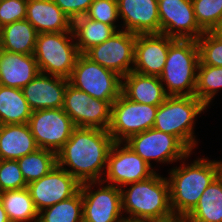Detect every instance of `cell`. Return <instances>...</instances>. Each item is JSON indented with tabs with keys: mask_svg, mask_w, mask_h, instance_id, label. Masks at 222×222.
Listing matches in <instances>:
<instances>
[{
	"mask_svg": "<svg viewBox=\"0 0 222 222\" xmlns=\"http://www.w3.org/2000/svg\"><path fill=\"white\" fill-rule=\"evenodd\" d=\"M198 159L170 171V206L176 219H184L197 205L199 198L217 177L214 161Z\"/></svg>",
	"mask_w": 222,
	"mask_h": 222,
	"instance_id": "obj_3",
	"label": "cell"
},
{
	"mask_svg": "<svg viewBox=\"0 0 222 222\" xmlns=\"http://www.w3.org/2000/svg\"><path fill=\"white\" fill-rule=\"evenodd\" d=\"M118 222H133L132 220H129L127 218H122L121 220H119Z\"/></svg>",
	"mask_w": 222,
	"mask_h": 222,
	"instance_id": "obj_41",
	"label": "cell"
},
{
	"mask_svg": "<svg viewBox=\"0 0 222 222\" xmlns=\"http://www.w3.org/2000/svg\"><path fill=\"white\" fill-rule=\"evenodd\" d=\"M196 22L204 31H212L222 21V0H192Z\"/></svg>",
	"mask_w": 222,
	"mask_h": 222,
	"instance_id": "obj_32",
	"label": "cell"
},
{
	"mask_svg": "<svg viewBox=\"0 0 222 222\" xmlns=\"http://www.w3.org/2000/svg\"><path fill=\"white\" fill-rule=\"evenodd\" d=\"M199 62L195 39H176L169 46L166 63L159 76L160 81L167 85L165 92L168 96H195Z\"/></svg>",
	"mask_w": 222,
	"mask_h": 222,
	"instance_id": "obj_4",
	"label": "cell"
},
{
	"mask_svg": "<svg viewBox=\"0 0 222 222\" xmlns=\"http://www.w3.org/2000/svg\"><path fill=\"white\" fill-rule=\"evenodd\" d=\"M28 125L37 146L55 153L70 139L76 128L63 108L33 111Z\"/></svg>",
	"mask_w": 222,
	"mask_h": 222,
	"instance_id": "obj_10",
	"label": "cell"
},
{
	"mask_svg": "<svg viewBox=\"0 0 222 222\" xmlns=\"http://www.w3.org/2000/svg\"><path fill=\"white\" fill-rule=\"evenodd\" d=\"M121 144L123 142L113 143L107 158V178L106 180L101 179V182L109 181L112 183L109 185H114L120 189L123 185L127 186V184L148 179L155 173L152 167L126 144L120 148Z\"/></svg>",
	"mask_w": 222,
	"mask_h": 222,
	"instance_id": "obj_14",
	"label": "cell"
},
{
	"mask_svg": "<svg viewBox=\"0 0 222 222\" xmlns=\"http://www.w3.org/2000/svg\"><path fill=\"white\" fill-rule=\"evenodd\" d=\"M37 35L27 19L15 21L2 27L0 49L12 53L34 54Z\"/></svg>",
	"mask_w": 222,
	"mask_h": 222,
	"instance_id": "obj_24",
	"label": "cell"
},
{
	"mask_svg": "<svg viewBox=\"0 0 222 222\" xmlns=\"http://www.w3.org/2000/svg\"><path fill=\"white\" fill-rule=\"evenodd\" d=\"M158 107L131 101L121 93L111 106L108 132L114 142L153 128Z\"/></svg>",
	"mask_w": 222,
	"mask_h": 222,
	"instance_id": "obj_8",
	"label": "cell"
},
{
	"mask_svg": "<svg viewBox=\"0 0 222 222\" xmlns=\"http://www.w3.org/2000/svg\"><path fill=\"white\" fill-rule=\"evenodd\" d=\"M69 84L84 91L90 97L111 105L121 95L122 77L80 54L68 78Z\"/></svg>",
	"mask_w": 222,
	"mask_h": 222,
	"instance_id": "obj_7",
	"label": "cell"
},
{
	"mask_svg": "<svg viewBox=\"0 0 222 222\" xmlns=\"http://www.w3.org/2000/svg\"><path fill=\"white\" fill-rule=\"evenodd\" d=\"M83 198L81 191L76 195L43 209L37 222H83Z\"/></svg>",
	"mask_w": 222,
	"mask_h": 222,
	"instance_id": "obj_30",
	"label": "cell"
},
{
	"mask_svg": "<svg viewBox=\"0 0 222 222\" xmlns=\"http://www.w3.org/2000/svg\"><path fill=\"white\" fill-rule=\"evenodd\" d=\"M0 222H10L6 211L4 210L3 204L0 200Z\"/></svg>",
	"mask_w": 222,
	"mask_h": 222,
	"instance_id": "obj_38",
	"label": "cell"
},
{
	"mask_svg": "<svg viewBox=\"0 0 222 222\" xmlns=\"http://www.w3.org/2000/svg\"><path fill=\"white\" fill-rule=\"evenodd\" d=\"M111 106L109 102L92 98L84 91L67 84L63 110L75 127L108 130Z\"/></svg>",
	"mask_w": 222,
	"mask_h": 222,
	"instance_id": "obj_11",
	"label": "cell"
},
{
	"mask_svg": "<svg viewBox=\"0 0 222 222\" xmlns=\"http://www.w3.org/2000/svg\"><path fill=\"white\" fill-rule=\"evenodd\" d=\"M129 189L121 188L122 209L133 222H173L177 220L170 206L167 178L156 172L148 179L130 183Z\"/></svg>",
	"mask_w": 222,
	"mask_h": 222,
	"instance_id": "obj_2",
	"label": "cell"
},
{
	"mask_svg": "<svg viewBox=\"0 0 222 222\" xmlns=\"http://www.w3.org/2000/svg\"><path fill=\"white\" fill-rule=\"evenodd\" d=\"M28 0H0V26L26 18Z\"/></svg>",
	"mask_w": 222,
	"mask_h": 222,
	"instance_id": "obj_36",
	"label": "cell"
},
{
	"mask_svg": "<svg viewBox=\"0 0 222 222\" xmlns=\"http://www.w3.org/2000/svg\"><path fill=\"white\" fill-rule=\"evenodd\" d=\"M212 32L222 40V21L212 30Z\"/></svg>",
	"mask_w": 222,
	"mask_h": 222,
	"instance_id": "obj_39",
	"label": "cell"
},
{
	"mask_svg": "<svg viewBox=\"0 0 222 222\" xmlns=\"http://www.w3.org/2000/svg\"><path fill=\"white\" fill-rule=\"evenodd\" d=\"M0 200L10 222L38 221V210L27 188L0 193Z\"/></svg>",
	"mask_w": 222,
	"mask_h": 222,
	"instance_id": "obj_28",
	"label": "cell"
},
{
	"mask_svg": "<svg viewBox=\"0 0 222 222\" xmlns=\"http://www.w3.org/2000/svg\"><path fill=\"white\" fill-rule=\"evenodd\" d=\"M67 35H70V38ZM74 38L73 31L48 32L37 35L33 55L40 73H48V75L66 79L70 77L80 55L76 43L68 41Z\"/></svg>",
	"mask_w": 222,
	"mask_h": 222,
	"instance_id": "obj_6",
	"label": "cell"
},
{
	"mask_svg": "<svg viewBox=\"0 0 222 222\" xmlns=\"http://www.w3.org/2000/svg\"><path fill=\"white\" fill-rule=\"evenodd\" d=\"M136 34L118 30L105 42L88 49L84 54L102 67L124 77L133 71Z\"/></svg>",
	"mask_w": 222,
	"mask_h": 222,
	"instance_id": "obj_12",
	"label": "cell"
},
{
	"mask_svg": "<svg viewBox=\"0 0 222 222\" xmlns=\"http://www.w3.org/2000/svg\"><path fill=\"white\" fill-rule=\"evenodd\" d=\"M173 222H186V221H184L183 219H177V220H175Z\"/></svg>",
	"mask_w": 222,
	"mask_h": 222,
	"instance_id": "obj_42",
	"label": "cell"
},
{
	"mask_svg": "<svg viewBox=\"0 0 222 222\" xmlns=\"http://www.w3.org/2000/svg\"><path fill=\"white\" fill-rule=\"evenodd\" d=\"M186 222H222V181L216 177L205 189Z\"/></svg>",
	"mask_w": 222,
	"mask_h": 222,
	"instance_id": "obj_25",
	"label": "cell"
},
{
	"mask_svg": "<svg viewBox=\"0 0 222 222\" xmlns=\"http://www.w3.org/2000/svg\"><path fill=\"white\" fill-rule=\"evenodd\" d=\"M72 30L74 37L78 38L75 43L80 54L105 42L117 32L115 26L92 20L85 15L73 20Z\"/></svg>",
	"mask_w": 222,
	"mask_h": 222,
	"instance_id": "obj_27",
	"label": "cell"
},
{
	"mask_svg": "<svg viewBox=\"0 0 222 222\" xmlns=\"http://www.w3.org/2000/svg\"><path fill=\"white\" fill-rule=\"evenodd\" d=\"M126 145L137 153L149 166L150 160L173 162L187 158L191 151L174 135L154 128L130 136Z\"/></svg>",
	"mask_w": 222,
	"mask_h": 222,
	"instance_id": "obj_9",
	"label": "cell"
},
{
	"mask_svg": "<svg viewBox=\"0 0 222 222\" xmlns=\"http://www.w3.org/2000/svg\"><path fill=\"white\" fill-rule=\"evenodd\" d=\"M202 65L222 67V40L212 31L204 32L197 40Z\"/></svg>",
	"mask_w": 222,
	"mask_h": 222,
	"instance_id": "obj_33",
	"label": "cell"
},
{
	"mask_svg": "<svg viewBox=\"0 0 222 222\" xmlns=\"http://www.w3.org/2000/svg\"><path fill=\"white\" fill-rule=\"evenodd\" d=\"M27 188L17 160H0V193Z\"/></svg>",
	"mask_w": 222,
	"mask_h": 222,
	"instance_id": "obj_34",
	"label": "cell"
},
{
	"mask_svg": "<svg viewBox=\"0 0 222 222\" xmlns=\"http://www.w3.org/2000/svg\"><path fill=\"white\" fill-rule=\"evenodd\" d=\"M32 109L24 98L20 88L0 85V124H26L32 115Z\"/></svg>",
	"mask_w": 222,
	"mask_h": 222,
	"instance_id": "obj_26",
	"label": "cell"
},
{
	"mask_svg": "<svg viewBox=\"0 0 222 222\" xmlns=\"http://www.w3.org/2000/svg\"><path fill=\"white\" fill-rule=\"evenodd\" d=\"M175 40L162 33L136 34L133 71L159 77Z\"/></svg>",
	"mask_w": 222,
	"mask_h": 222,
	"instance_id": "obj_17",
	"label": "cell"
},
{
	"mask_svg": "<svg viewBox=\"0 0 222 222\" xmlns=\"http://www.w3.org/2000/svg\"><path fill=\"white\" fill-rule=\"evenodd\" d=\"M96 183H81L83 222H118L123 218L121 189L108 184L92 192L91 185Z\"/></svg>",
	"mask_w": 222,
	"mask_h": 222,
	"instance_id": "obj_16",
	"label": "cell"
},
{
	"mask_svg": "<svg viewBox=\"0 0 222 222\" xmlns=\"http://www.w3.org/2000/svg\"><path fill=\"white\" fill-rule=\"evenodd\" d=\"M216 168H217V177L222 181V162L215 161Z\"/></svg>",
	"mask_w": 222,
	"mask_h": 222,
	"instance_id": "obj_40",
	"label": "cell"
},
{
	"mask_svg": "<svg viewBox=\"0 0 222 222\" xmlns=\"http://www.w3.org/2000/svg\"><path fill=\"white\" fill-rule=\"evenodd\" d=\"M80 187L81 183L58 165L45 176L27 184L38 212L76 195Z\"/></svg>",
	"mask_w": 222,
	"mask_h": 222,
	"instance_id": "obj_13",
	"label": "cell"
},
{
	"mask_svg": "<svg viewBox=\"0 0 222 222\" xmlns=\"http://www.w3.org/2000/svg\"><path fill=\"white\" fill-rule=\"evenodd\" d=\"M160 33L173 39L197 40L204 31L195 19L192 0H158Z\"/></svg>",
	"mask_w": 222,
	"mask_h": 222,
	"instance_id": "obj_15",
	"label": "cell"
},
{
	"mask_svg": "<svg viewBox=\"0 0 222 222\" xmlns=\"http://www.w3.org/2000/svg\"><path fill=\"white\" fill-rule=\"evenodd\" d=\"M37 33L73 31V21L52 0H28L26 18Z\"/></svg>",
	"mask_w": 222,
	"mask_h": 222,
	"instance_id": "obj_21",
	"label": "cell"
},
{
	"mask_svg": "<svg viewBox=\"0 0 222 222\" xmlns=\"http://www.w3.org/2000/svg\"><path fill=\"white\" fill-rule=\"evenodd\" d=\"M27 184L38 180L49 173L57 165V153L38 148L17 160Z\"/></svg>",
	"mask_w": 222,
	"mask_h": 222,
	"instance_id": "obj_29",
	"label": "cell"
},
{
	"mask_svg": "<svg viewBox=\"0 0 222 222\" xmlns=\"http://www.w3.org/2000/svg\"><path fill=\"white\" fill-rule=\"evenodd\" d=\"M221 87L222 67L202 65L199 62L195 97L207 107Z\"/></svg>",
	"mask_w": 222,
	"mask_h": 222,
	"instance_id": "obj_31",
	"label": "cell"
},
{
	"mask_svg": "<svg viewBox=\"0 0 222 222\" xmlns=\"http://www.w3.org/2000/svg\"><path fill=\"white\" fill-rule=\"evenodd\" d=\"M118 14L134 34L160 33L158 0H117Z\"/></svg>",
	"mask_w": 222,
	"mask_h": 222,
	"instance_id": "obj_19",
	"label": "cell"
},
{
	"mask_svg": "<svg viewBox=\"0 0 222 222\" xmlns=\"http://www.w3.org/2000/svg\"><path fill=\"white\" fill-rule=\"evenodd\" d=\"M113 143L108 130L76 127L70 139L57 152V165L80 183L98 181L103 184L101 171L107 165ZM64 165L72 169H66Z\"/></svg>",
	"mask_w": 222,
	"mask_h": 222,
	"instance_id": "obj_1",
	"label": "cell"
},
{
	"mask_svg": "<svg viewBox=\"0 0 222 222\" xmlns=\"http://www.w3.org/2000/svg\"><path fill=\"white\" fill-rule=\"evenodd\" d=\"M39 147L28 123L0 127V160H18Z\"/></svg>",
	"mask_w": 222,
	"mask_h": 222,
	"instance_id": "obj_23",
	"label": "cell"
},
{
	"mask_svg": "<svg viewBox=\"0 0 222 222\" xmlns=\"http://www.w3.org/2000/svg\"><path fill=\"white\" fill-rule=\"evenodd\" d=\"M121 93L129 100L159 106L168 95L165 87L157 76H150L132 71L122 77Z\"/></svg>",
	"mask_w": 222,
	"mask_h": 222,
	"instance_id": "obj_22",
	"label": "cell"
},
{
	"mask_svg": "<svg viewBox=\"0 0 222 222\" xmlns=\"http://www.w3.org/2000/svg\"><path fill=\"white\" fill-rule=\"evenodd\" d=\"M39 73L33 54L12 53L0 49V85L22 89Z\"/></svg>",
	"mask_w": 222,
	"mask_h": 222,
	"instance_id": "obj_20",
	"label": "cell"
},
{
	"mask_svg": "<svg viewBox=\"0 0 222 222\" xmlns=\"http://www.w3.org/2000/svg\"><path fill=\"white\" fill-rule=\"evenodd\" d=\"M205 108L195 96H168L157 109L153 128L174 135L192 151L196 145L194 118Z\"/></svg>",
	"mask_w": 222,
	"mask_h": 222,
	"instance_id": "obj_5",
	"label": "cell"
},
{
	"mask_svg": "<svg viewBox=\"0 0 222 222\" xmlns=\"http://www.w3.org/2000/svg\"><path fill=\"white\" fill-rule=\"evenodd\" d=\"M72 21L84 16L94 0H52Z\"/></svg>",
	"mask_w": 222,
	"mask_h": 222,
	"instance_id": "obj_37",
	"label": "cell"
},
{
	"mask_svg": "<svg viewBox=\"0 0 222 222\" xmlns=\"http://www.w3.org/2000/svg\"><path fill=\"white\" fill-rule=\"evenodd\" d=\"M85 16L117 28L114 25L119 17L117 0H94Z\"/></svg>",
	"mask_w": 222,
	"mask_h": 222,
	"instance_id": "obj_35",
	"label": "cell"
},
{
	"mask_svg": "<svg viewBox=\"0 0 222 222\" xmlns=\"http://www.w3.org/2000/svg\"><path fill=\"white\" fill-rule=\"evenodd\" d=\"M68 83L66 78L39 73L21 90L32 111L63 108Z\"/></svg>",
	"mask_w": 222,
	"mask_h": 222,
	"instance_id": "obj_18",
	"label": "cell"
}]
</instances>
